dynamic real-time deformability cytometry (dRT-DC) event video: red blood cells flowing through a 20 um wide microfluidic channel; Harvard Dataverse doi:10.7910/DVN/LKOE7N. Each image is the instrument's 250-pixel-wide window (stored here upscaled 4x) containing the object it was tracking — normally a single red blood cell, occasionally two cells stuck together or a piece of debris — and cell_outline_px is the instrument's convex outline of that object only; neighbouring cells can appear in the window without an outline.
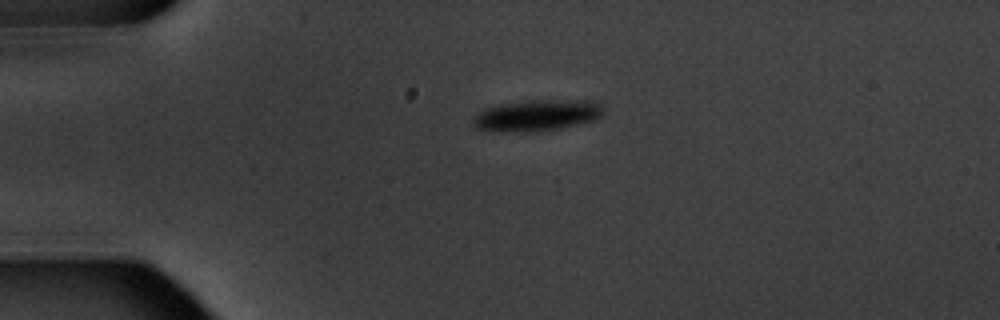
{"species": "common noctule bat (a hibernating species)", "species_latin": "Nyctalus noctula", "temperature_condition": "warm", "stored_images_in_passage": 2, "camera_frame_rate_fps": 3000, "um_per_image_px": 0.085, "animal": {"sex": "male", "body_mass_g": 20.1, "forearm_length_mm": 53.5}, "frame": {"image": 1, "passage_image": 1, "time_ms": 0.0, "image_size_px": [1000, 320], "cell_outline_px": [[604, 112], [596, 120], [560, 128], [532, 132], [484, 132], [476, 128], [472, 124], [472, 116], [484, 108], [500, 104], [524, 100], [596, 100], [604, 108]], "centroid_in_image_um": [45.58, 9.81], "position_along_channel_um": 39.4, "area_um2": 24.51}}